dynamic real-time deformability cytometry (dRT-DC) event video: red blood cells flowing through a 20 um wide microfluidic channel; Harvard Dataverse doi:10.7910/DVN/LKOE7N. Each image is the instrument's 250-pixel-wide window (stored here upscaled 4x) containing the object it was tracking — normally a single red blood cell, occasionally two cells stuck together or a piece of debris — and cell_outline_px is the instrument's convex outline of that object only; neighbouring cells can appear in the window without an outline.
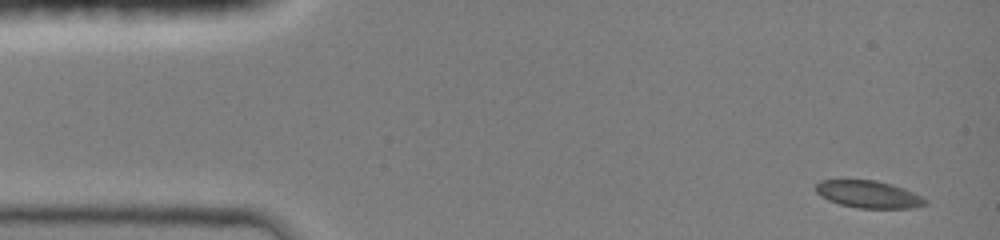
{"species": "common noctule bat (a hibernating species)", "species_latin": "Nyctalus noctula", "temperature_condition": "room temperature", "stored_images_in_passage": 13, "camera_frame_rate_fps": 3000, "um_per_image_px": 0.085, "animal": {"sex": "female", "body_mass_g": 19.0, "forearm_length_mm": 51.5}, "frame": {"image": 1, "passage_image": 1, "time_ms": 0.0, "image_size_px": [1000, 240], "cell_outline_px": [[928, 204], [912, 208], [856, 208], [840, 204], [828, 200], [820, 196], [816, 192], [816, 184], [820, 180], [872, 180], [892, 184], [912, 192], [928, 200]], "centroid_in_image_um": [73.81, 16.52], "position_along_channel_um": 11.2, "area_um2": 17.34}}
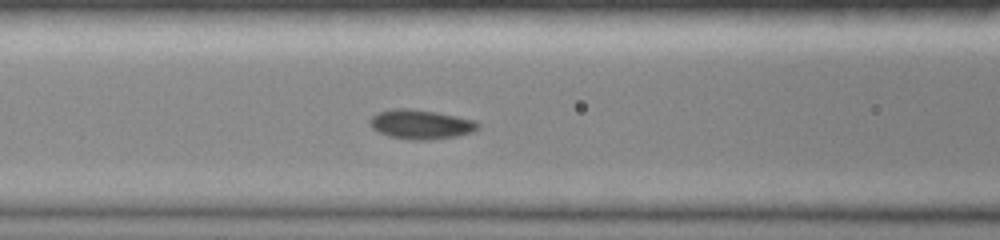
{"frame": {"image": 2, "passage_image": 8, "time_ms": 2.333, "image_size_px": [1000, 240], "cell_outline_px": [[480, 128], [472, 132], [456, 136], [428, 140], [416, 140], [388, 136], [372, 128], [368, 120], [376, 112], [392, 108], [408, 108], [436, 112], [476, 120], [480, 124]], "centroid_in_image_um": [35.76, 10.56], "position_along_channel_um": 130.8, "area_um2": 18.61}}
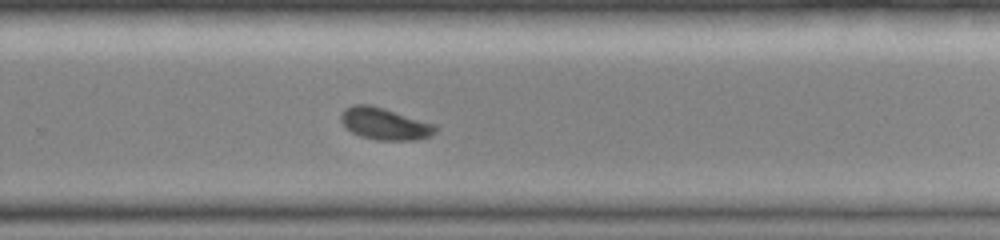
{"frame": {"image": 3, "passage_image": 13, "time_ms": 4.0, "image_size_px": [1000, 240], "cell_outline_px": [[436, 132], [432, 136], [416, 140], [376, 140], [360, 136], [352, 132], [340, 120], [340, 116], [344, 108], [352, 104], [372, 104], [436, 124]], "centroid_in_image_um": [32.71, 10.51], "position_along_channel_um": 297.1, "area_um2": 17.8}}